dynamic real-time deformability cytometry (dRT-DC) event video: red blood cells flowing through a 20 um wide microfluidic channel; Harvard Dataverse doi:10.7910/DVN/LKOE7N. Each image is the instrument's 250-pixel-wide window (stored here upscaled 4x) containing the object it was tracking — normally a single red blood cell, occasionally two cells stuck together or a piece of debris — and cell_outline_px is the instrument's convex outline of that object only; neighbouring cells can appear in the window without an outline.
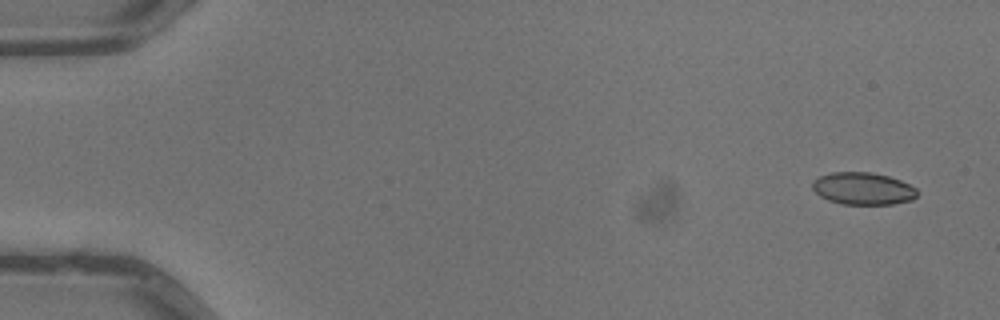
{"species": "common noctule bat (a hibernating species)", "species_latin": "Nyctalus noctula", "temperature_condition": "warm", "stored_images_in_passage": 4, "camera_frame_rate_fps": 3000, "um_per_image_px": 0.085, "animal": {"sex": "male", "body_mass_g": 13.3}, "frame": {"image": 1, "passage_image": 1, "time_ms": 0.0, "image_size_px": [1000, 320], "cell_outline_px": [[916, 196], [912, 200], [892, 204], [840, 204], [828, 200], [820, 196], [812, 188], [812, 180], [820, 176], [832, 172], [872, 172], [888, 176], [900, 180], [916, 188]], "centroid_in_image_um": [73.33, 16.02], "position_along_channel_um": 11.7, "area_um2": 19.71}}
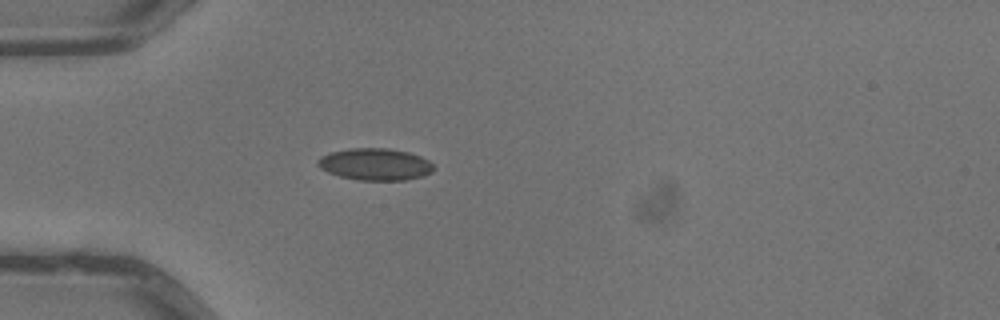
{"frame": {"image": 2, "passage_image": 4, "time_ms": 1.0, "image_size_px": [1000, 320], "cell_outline_px": [[436, 168], [432, 172], [424, 176], [404, 180], [360, 180], [340, 176], [328, 172], [320, 168], [316, 164], [316, 160], [320, 156], [332, 152], [352, 148], [388, 148], [408, 152], [420, 156], [428, 160]], "centroid_in_image_um": [31.9, 13.96], "position_along_channel_um": 53.1, "area_um2": 21.62}}